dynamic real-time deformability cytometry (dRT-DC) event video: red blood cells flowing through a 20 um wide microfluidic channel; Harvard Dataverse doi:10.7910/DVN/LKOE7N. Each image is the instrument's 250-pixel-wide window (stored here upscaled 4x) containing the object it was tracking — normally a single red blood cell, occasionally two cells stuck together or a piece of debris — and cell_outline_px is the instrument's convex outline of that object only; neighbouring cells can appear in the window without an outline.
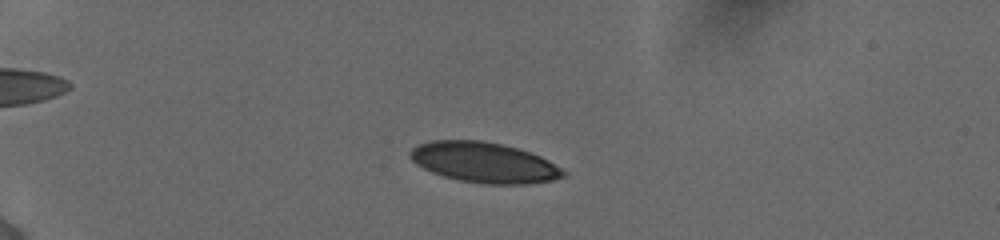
{"species": "human", "species_latin": "Homo sapiens", "temperature_condition": "cold", "stored_images_in_passage": 20, "camera_frame_rate_fps": 3000, "um_per_image_px": 0.085, "donor": {"sex": "female"}, "frame": {"image": 1, "passage_image": 14, "time_ms": 2.333, "image_size_px": [1000, 240], "cell_outline_px": [[568, 172], [564, 176], [552, 180], [528, 184], [484, 184], [460, 180], [444, 176], [432, 172], [416, 164], [412, 160], [408, 152], [412, 148], [420, 144], [432, 140], [480, 140], [500, 144], [516, 148], [540, 156], [548, 160]], "centroid_in_image_um": [41.15, 13.81], "position_along_channel_um": 43.9, "area_um2": 35.84}}